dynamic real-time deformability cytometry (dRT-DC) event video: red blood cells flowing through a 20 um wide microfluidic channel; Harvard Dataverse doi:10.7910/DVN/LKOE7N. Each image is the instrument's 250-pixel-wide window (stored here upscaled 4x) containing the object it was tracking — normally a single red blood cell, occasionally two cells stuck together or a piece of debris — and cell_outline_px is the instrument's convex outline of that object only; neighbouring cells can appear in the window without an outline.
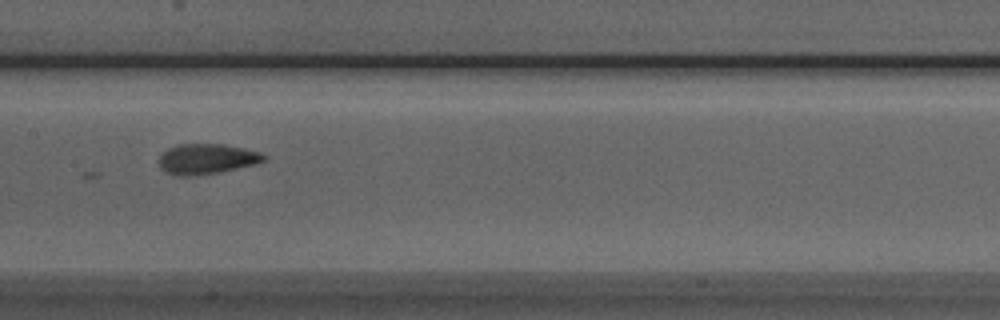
{"species": "Egyptian fruit bat (a non-hibernating species)", "species_latin": "Rousettus aegyptiacus", "temperature_condition": "room temperature", "stored_images_in_passage": 9, "camera_frame_rate_fps": 3000, "um_per_image_px": 0.085, "animal": {"sex": "male"}, "frame": {"image": 1, "passage_image": 7, "time_ms": 8.0, "image_size_px": [1000, 320], "cell_outline_px": [[268, 160], [220, 172], [196, 176], [176, 176], [164, 172], [160, 168], [160, 156], [168, 148], [180, 144], [224, 144], [244, 148], [260, 152], [268, 156]], "centroid_in_image_um": [17.57, 13.52], "position_along_channel_um": 189.8, "area_um2": 18.61}}
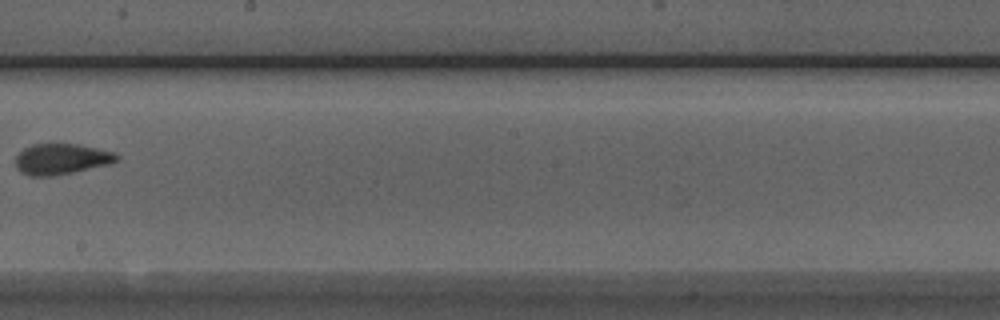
{"frame": {"image": 2, "passage_image": 8, "time_ms": 9.333, "image_size_px": [1000, 320], "cell_outline_px": [[120, 156], [112, 164], [52, 176], [32, 176], [20, 172], [16, 168], [16, 156], [24, 148], [32, 144], [80, 144], [116, 152]], "centroid_in_image_um": [5.24, 13.51], "position_along_channel_um": 243.0, "area_um2": 18.26}}
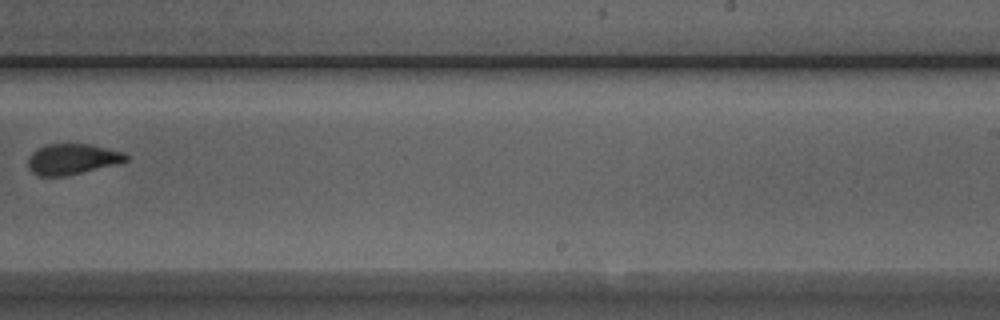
{"frame": {"image": 3, "passage_image": 9, "time_ms": 10.333, "image_size_px": [1000, 320], "cell_outline_px": [[128, 160], [116, 164], [64, 176], [36, 176], [28, 168], [28, 156], [32, 152], [48, 144], [92, 144], [124, 152], [128, 156]], "centroid_in_image_um": [6.13, 13.52], "position_along_channel_um": 282.9, "area_um2": 17.46}}